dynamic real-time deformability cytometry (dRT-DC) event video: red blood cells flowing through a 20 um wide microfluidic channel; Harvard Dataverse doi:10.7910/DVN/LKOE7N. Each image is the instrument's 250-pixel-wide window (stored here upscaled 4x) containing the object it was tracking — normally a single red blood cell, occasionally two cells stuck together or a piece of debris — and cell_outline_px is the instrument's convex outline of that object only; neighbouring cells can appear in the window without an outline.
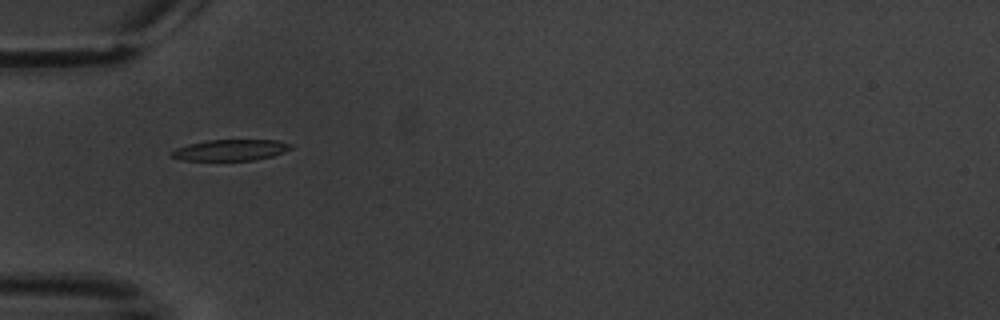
{"species": "common noctule bat (a hibernating species)", "species_latin": "Nyctalus noctula", "temperature_condition": "warm", "stored_images_in_passage": 6, "camera_frame_rate_fps": 3000, "um_per_image_px": 0.085, "animal": {"sex": "male", "body_mass_g": 20.1, "forearm_length_mm": 53.5}, "frame": {"image": 1, "passage_image": 5, "time_ms": 4.667, "image_size_px": [1000, 320], "cell_outline_px": [[292, 148], [284, 152], [272, 156], [252, 160], [180, 160], [172, 156], [168, 152], [176, 148], [188, 144], [208, 140], [276, 140], [292, 144]], "centroid_in_image_um": [19.57, 12.75], "position_along_channel_um": 65.4, "area_um2": 14.62}}
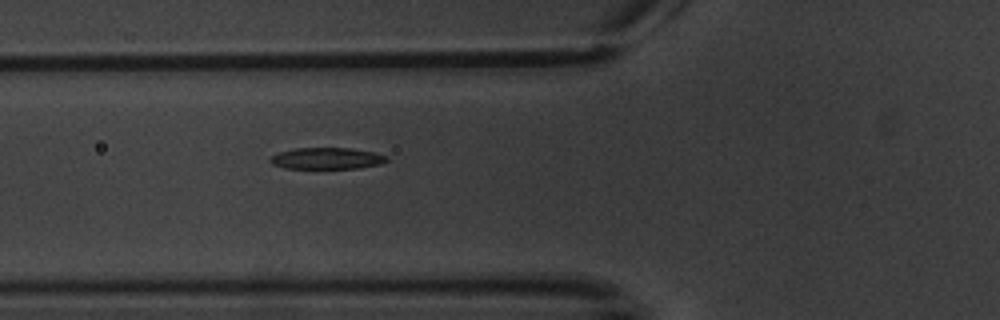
{"frame": {"image": 2, "passage_image": 6, "time_ms": 5.667, "image_size_px": [1000, 320], "cell_outline_px": [[388, 160], [380, 164], [360, 168], [284, 168], [272, 164], [268, 160], [272, 156], [280, 152], [296, 148], [352, 148], [372, 152], [388, 156]], "centroid_in_image_um": [27.79, 13.46], "position_along_channel_um": 98.0, "area_um2": 14.51}}